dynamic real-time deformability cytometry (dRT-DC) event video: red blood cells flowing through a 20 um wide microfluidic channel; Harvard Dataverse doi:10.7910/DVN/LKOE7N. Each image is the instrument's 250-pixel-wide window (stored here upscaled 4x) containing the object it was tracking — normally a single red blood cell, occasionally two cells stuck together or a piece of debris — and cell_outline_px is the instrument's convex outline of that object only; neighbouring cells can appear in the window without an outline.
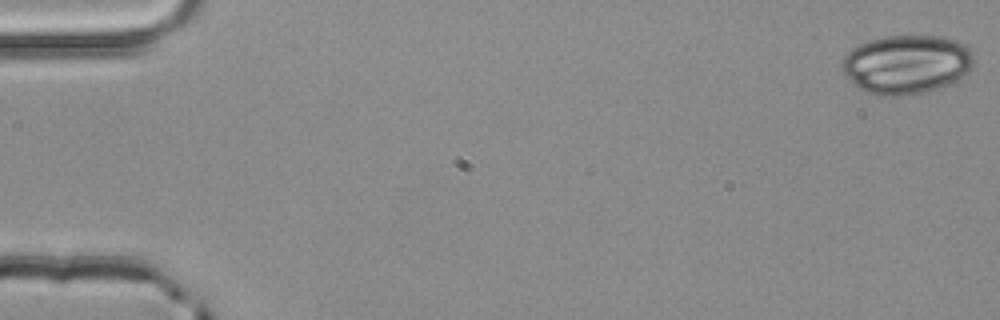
{"species": "common noctule bat (a hibernating species)", "species_latin": "Nyctalus noctula", "temperature_condition": "room temperature", "stored_images_in_passage": 5, "camera_frame_rate_fps": 3000, "um_per_image_px": 0.085, "animal": {"sex": "male", "body_mass_g": 20.4}, "frame": {"image": 1, "passage_image": 1, "time_ms": 0.0, "image_size_px": [1000, 320], "cell_outline_px": [[972, 68], [964, 76], [948, 84], [924, 92], [900, 96], [876, 96], [864, 92], [856, 88], [844, 76], [840, 64], [844, 56], [852, 48], [868, 40], [888, 36], [940, 36], [956, 40], [968, 44], [972, 52]], "centroid_in_image_um": [77.01, 5.48], "position_along_channel_um": 8.0, "area_um2": 45.84}}